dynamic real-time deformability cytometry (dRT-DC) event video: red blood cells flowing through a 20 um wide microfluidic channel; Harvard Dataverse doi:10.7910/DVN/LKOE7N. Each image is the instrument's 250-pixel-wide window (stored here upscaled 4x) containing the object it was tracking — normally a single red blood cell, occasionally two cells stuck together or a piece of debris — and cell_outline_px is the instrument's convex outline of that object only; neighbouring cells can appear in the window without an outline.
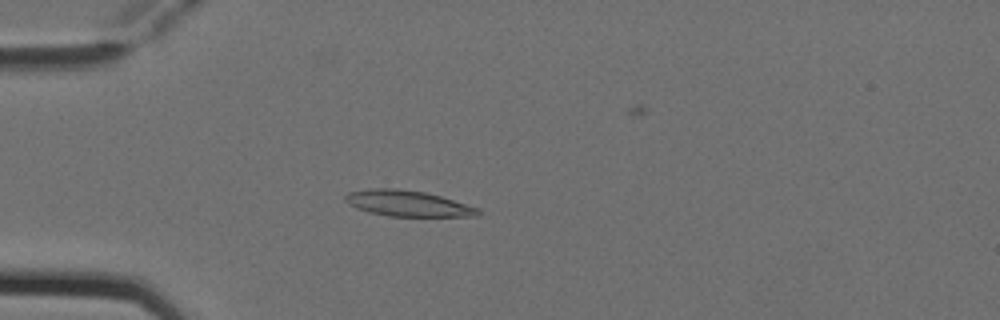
{"species": "Egyptian fruit bat (a non-hibernating species)", "species_latin": "Rousettus aegyptiacus", "temperature_condition": "cold", "stored_images_in_passage": 5, "camera_frame_rate_fps": 3000, "um_per_image_px": 0.085, "animal": {"sex": "female"}, "frame": {"image": 1, "passage_image": 3, "time_ms": 0.667, "image_size_px": [1000, 320], "cell_outline_px": [[480, 216], [388, 216], [368, 212], [356, 208], [348, 204], [344, 200], [344, 196], [348, 192], [368, 188], [396, 188], [424, 192], [440, 196], [480, 208]], "centroid_in_image_um": [34.62, 17.29], "position_along_channel_um": 50.4, "area_um2": 20.11}}